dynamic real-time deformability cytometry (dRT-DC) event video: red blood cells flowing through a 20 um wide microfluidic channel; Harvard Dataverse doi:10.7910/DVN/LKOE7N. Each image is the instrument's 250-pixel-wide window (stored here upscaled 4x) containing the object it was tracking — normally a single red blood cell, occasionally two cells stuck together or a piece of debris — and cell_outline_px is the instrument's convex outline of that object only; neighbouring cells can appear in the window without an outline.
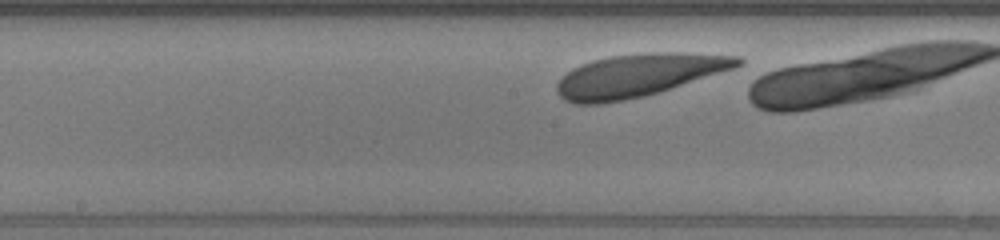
{"species": "human", "species_latin": "Homo sapiens", "temperature_condition": "warm", "stored_images_in_passage": 13, "camera_frame_rate_fps": 3000, "um_per_image_px": 0.085, "donor": {"sex": "male"}, "frame": {"image": 1, "passage_image": 11, "time_ms": 3.333, "image_size_px": [1000, 240], "cell_outline_px": [[744, 64], [736, 68], [660, 92], [644, 96], [624, 100], [600, 104], [572, 104], [564, 100], [556, 92], [556, 84], [572, 68], [592, 60], [612, 56], [648, 52], [676, 52], [740, 56], [744, 60]], "centroid_in_image_um": [54.31, 6.4], "position_along_channel_um": 193.9, "area_um2": 45.32}}